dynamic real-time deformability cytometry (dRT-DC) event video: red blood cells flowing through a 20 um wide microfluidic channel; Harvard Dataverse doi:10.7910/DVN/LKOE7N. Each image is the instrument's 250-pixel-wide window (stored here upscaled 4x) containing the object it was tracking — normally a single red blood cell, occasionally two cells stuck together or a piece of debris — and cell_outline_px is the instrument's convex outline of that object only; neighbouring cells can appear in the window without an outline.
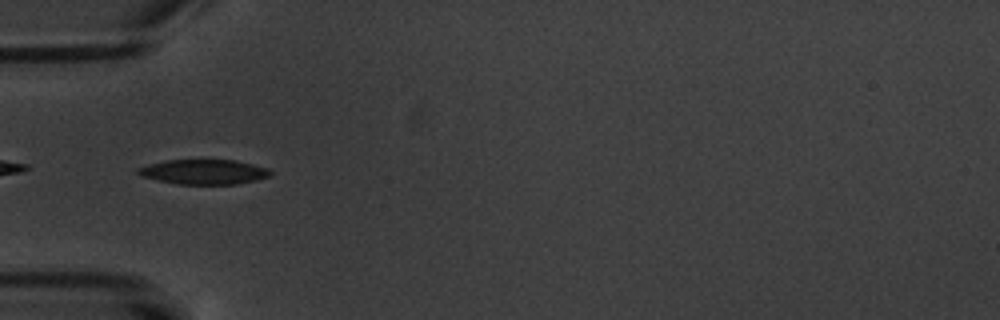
{"species": "common noctule bat (a hibernating species)", "species_latin": "Nyctalus noctula", "temperature_condition": "warm", "stored_images_in_passage": 1, "camera_frame_rate_fps": 3000, "um_per_image_px": 0.085, "animal": {"sex": "male", "body_mass_g": 20.1, "forearm_length_mm": 53.5}, "frame": {"image": 1, "passage_image": 1, "time_ms": 0.0, "image_size_px": [1000, 320], "cell_outline_px": [[272, 172], [268, 176], [256, 180], [236, 184], [180, 184], [140, 176], [136, 172], [136, 168], [148, 164], [168, 160], [236, 160], [268, 168]], "centroid_in_image_um": [17.31, 14.6], "position_along_channel_um": 67.7, "area_um2": 19.02}}